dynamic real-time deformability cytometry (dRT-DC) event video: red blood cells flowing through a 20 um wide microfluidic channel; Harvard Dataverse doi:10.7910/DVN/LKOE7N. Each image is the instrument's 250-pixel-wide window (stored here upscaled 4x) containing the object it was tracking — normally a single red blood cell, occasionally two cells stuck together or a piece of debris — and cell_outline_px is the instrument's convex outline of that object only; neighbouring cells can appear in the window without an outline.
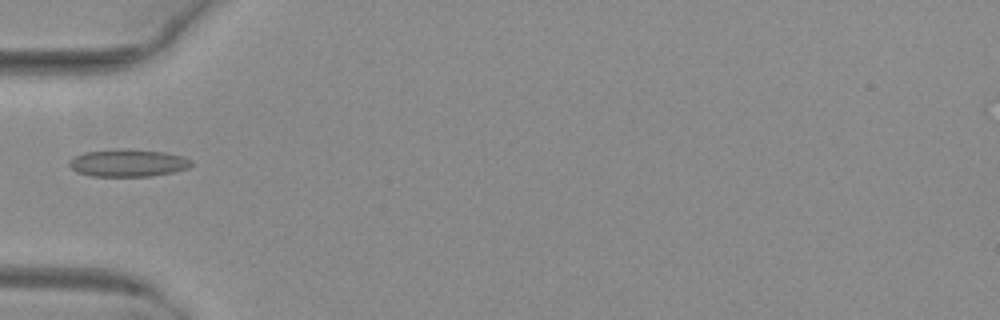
{"species": "common noctule bat (a hibernating species)", "species_latin": "Nyctalus noctula", "temperature_condition": "warm", "stored_images_in_passage": 35, "camera_frame_rate_fps": 3000, "um_per_image_px": 0.085, "animal": {"sex": "female", "body_mass_g": 29.2, "forearm_length_mm": 56.3}, "frame": {"image": 1, "passage_image": 1, "time_ms": 0.0, "image_size_px": [1000, 320], "cell_outline_px": [[192, 164], [188, 168], [172, 172], [152, 176], [92, 176], [76, 172], [68, 164], [68, 160], [84, 152], [116, 148], [132, 148], [164, 152], [184, 156], [192, 160]], "centroid_in_image_um": [10.88, 13.83], "position_along_channel_um": 74.1, "area_um2": 19.83}}
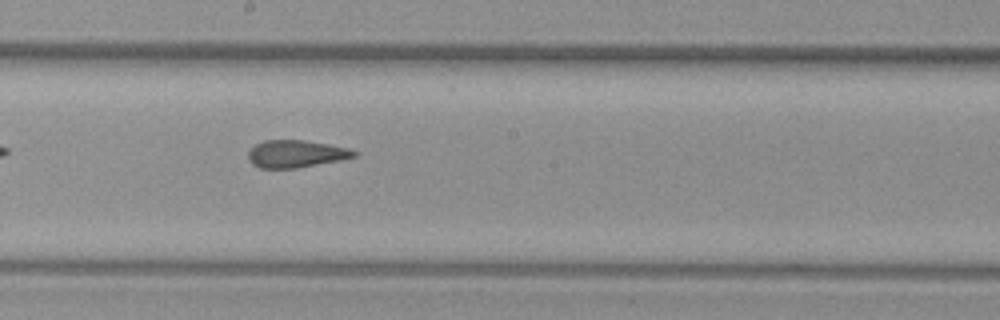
{"frame": {"image": 2, "passage_image": 12, "time_ms": 3.667, "image_size_px": [1000, 320], "cell_outline_px": [[356, 156], [340, 160], [296, 168], [260, 168], [252, 164], [248, 160], [248, 152], [256, 144], [264, 140], [304, 140], [328, 144], [348, 148], [356, 152]], "centroid_in_image_um": [25.12, 13.07], "position_along_channel_um": 223.1, "area_um2": 16.76}}
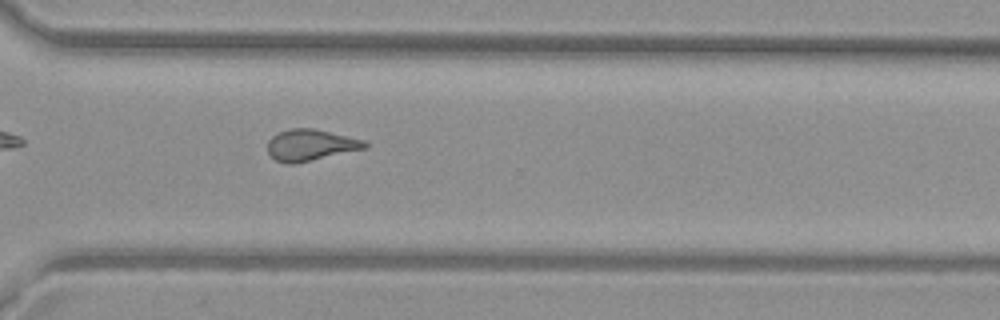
{"frame": {"image": 3, "passage_image": 21, "time_ms": 6.667, "image_size_px": [1000, 320], "cell_outline_px": [[368, 148], [296, 164], [284, 164], [276, 160], [268, 152], [268, 140], [272, 136], [288, 128], [312, 128], [364, 140], [368, 144]], "centroid_in_image_um": [26.39, 12.34], "position_along_channel_um": 344.2, "area_um2": 17.86}, "authors_computed_cell_mechanics": {"area_um2": 17.8602, "velocity_mm_per_s": 4.0482, "shape_relaxation_time_tau1_ms": null, "shape_relaxation_time_tau2_ms": 0.991, "deformation_change_tau1": null, "deformation_change_tau2": 0.0637}}